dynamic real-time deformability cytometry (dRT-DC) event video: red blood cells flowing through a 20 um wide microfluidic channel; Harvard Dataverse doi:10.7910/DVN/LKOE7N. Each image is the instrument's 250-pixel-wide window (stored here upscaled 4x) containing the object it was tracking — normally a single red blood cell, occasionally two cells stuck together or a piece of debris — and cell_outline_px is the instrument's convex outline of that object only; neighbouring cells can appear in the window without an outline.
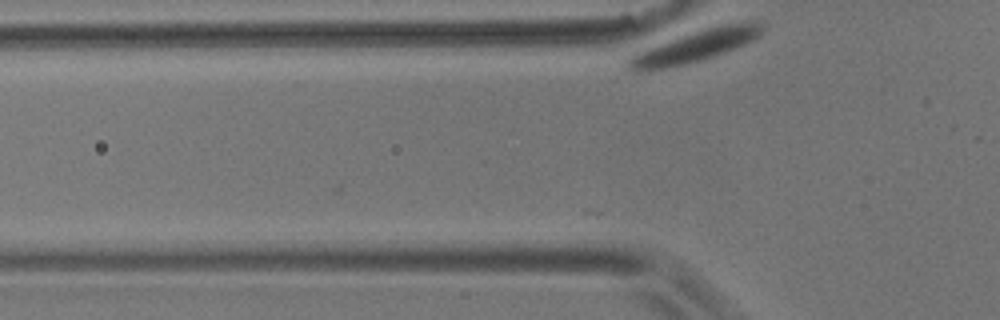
{"species": "common noctule bat (a hibernating species)", "species_latin": "Nyctalus noctula", "temperature_condition": "room temperature", "stored_images_in_passage": 2, "camera_frame_rate_fps": 3000, "um_per_image_px": 0.085, "animal": {"sex": "male", "body_mass_g": 17.9}, "frame": {"image": 1, "passage_image": 2, "time_ms": 0.333, "image_size_px": [1000, 320], "cell_outline_px": [[764, 28], [752, 40], [736, 48], [700, 60], [684, 64], [644, 72], [636, 72], [628, 68], [628, 60], [632, 56], [672, 40], [720, 24], [744, 20], [760, 20], [764, 24]], "centroid_in_image_um": [59.22, 3.9], "position_along_channel_um": 66.6, "area_um2": 23.7}}